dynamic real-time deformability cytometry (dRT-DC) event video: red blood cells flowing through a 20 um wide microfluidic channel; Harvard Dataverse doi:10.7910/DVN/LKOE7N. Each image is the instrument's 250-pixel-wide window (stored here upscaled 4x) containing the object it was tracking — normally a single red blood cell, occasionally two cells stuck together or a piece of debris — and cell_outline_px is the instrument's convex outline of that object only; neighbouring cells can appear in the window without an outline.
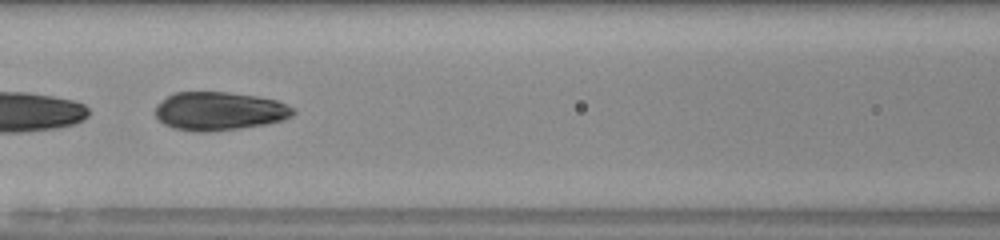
{"species": "human", "species_latin": "Homo sapiens", "temperature_condition": "room temperature", "stored_images_in_passage": 30, "segment_of_instrument_passage": [2, 2], "camera_frame_rate_fps": 3000, "um_per_image_px": 0.085, "donor": {"sex": "male"}, "frame": {"image": 1, "passage_image": 25, "time_ms": 8.0, "image_size_px": [1000, 240], "cell_outline_px": [[296, 112], [292, 116], [284, 120], [264, 124], [240, 128], [204, 132], [196, 132], [172, 128], [164, 124], [156, 116], [156, 104], [168, 96], [176, 92], [228, 92], [256, 96], [276, 100], [296, 108]], "centroid_in_image_um": [18.66, 9.44], "position_along_channel_um": 147.9, "area_um2": 30.92}}